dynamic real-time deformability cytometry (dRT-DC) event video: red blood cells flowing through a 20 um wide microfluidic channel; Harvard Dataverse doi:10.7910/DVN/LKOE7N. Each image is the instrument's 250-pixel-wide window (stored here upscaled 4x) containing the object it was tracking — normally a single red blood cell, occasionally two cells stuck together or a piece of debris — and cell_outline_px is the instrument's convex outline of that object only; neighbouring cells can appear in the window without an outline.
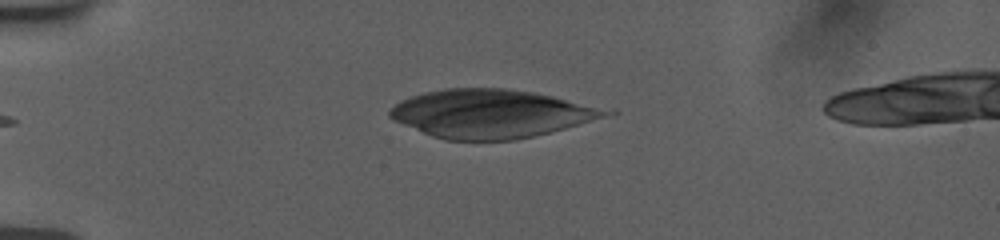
{"species": "human", "species_latin": "Homo sapiens", "temperature_condition": "room temperature", "stored_images_in_passage": 41, "camera_frame_rate_fps": 3000, "um_per_image_px": 0.085, "donor": {"sex": "female"}, "frame": {"image": 1, "passage_image": 1, "time_ms": 0.0, "image_size_px": [1000, 240], "cell_outline_px": [[604, 112], [600, 116], [564, 128], [516, 140], [444, 140], [432, 136], [404, 124], [388, 116], [388, 112], [400, 100], [424, 92], [444, 88], [508, 88], [532, 92], [552, 96], [592, 108]], "centroid_in_image_um": [41.49, 9.66], "position_along_channel_um": 43.5, "area_um2": 58.72}}
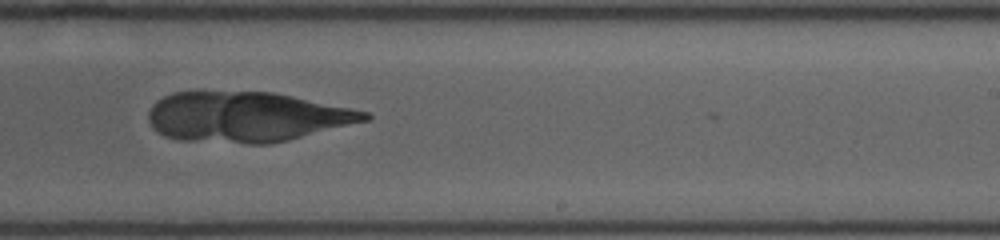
{"frame": {"image": 2, "passage_image": 22, "time_ms": 7.0, "image_size_px": [1000, 240], "cell_outline_px": [[372, 116], [368, 120], [288, 140], [268, 144], [248, 144], [180, 140], [164, 136], [156, 132], [152, 128], [148, 120], [148, 112], [152, 104], [156, 100], [172, 92], [272, 92], [292, 96], [368, 112]], "centroid_in_image_um": [20.89, 9.95], "position_along_channel_um": 268.1, "area_um2": 63.06}}
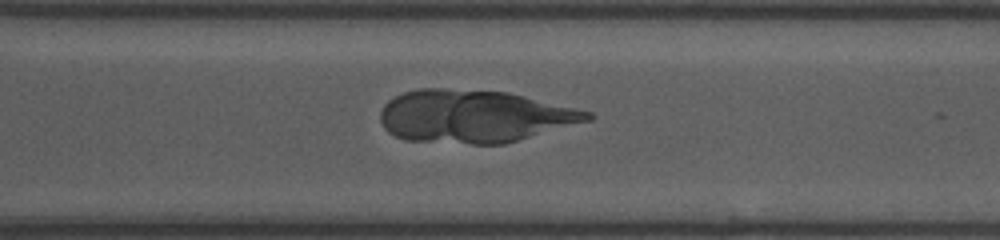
{"frame": {"image": 3, "passage_image": 27, "time_ms": 8.667, "image_size_px": [1000, 240], "cell_outline_px": [[592, 120], [504, 144], [472, 144], [404, 140], [388, 132], [384, 128], [380, 120], [380, 112], [384, 104], [388, 100], [404, 92], [420, 88], [440, 88], [508, 92], [592, 112]], "centroid_in_image_um": [40.29, 9.89], "position_along_channel_um": 330.3, "area_um2": 63.64}}